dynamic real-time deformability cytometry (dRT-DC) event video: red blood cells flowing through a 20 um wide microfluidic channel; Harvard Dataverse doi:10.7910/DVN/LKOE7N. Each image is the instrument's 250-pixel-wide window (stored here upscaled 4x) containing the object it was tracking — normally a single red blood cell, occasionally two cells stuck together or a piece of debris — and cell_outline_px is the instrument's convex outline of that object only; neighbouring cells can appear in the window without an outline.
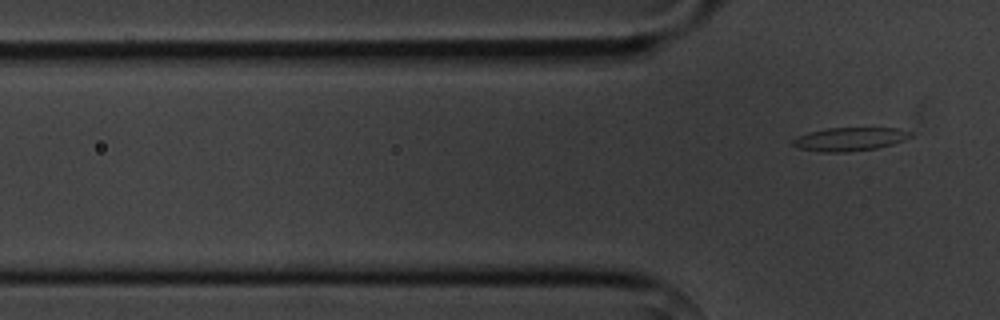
{"species": "common noctule bat (a hibernating species)", "species_latin": "Nyctalus noctula", "temperature_condition": "cold", "stored_images_in_passage": 4, "camera_frame_rate_fps": 3000, "um_per_image_px": 0.085, "animal": {"sex": "male", "body_mass_g": 20.1, "forearm_length_mm": 53.5}, "frame": {"image": 1, "passage_image": 4, "time_ms": 4.667, "image_size_px": [1000, 320], "cell_outline_px": [[912, 136], [904, 140], [892, 144], [876, 148], [848, 152], [820, 152], [800, 148], [792, 144], [792, 140], [808, 132], [828, 128], [900, 128], [912, 132]], "centroid_in_image_um": [72.25, 11.82], "position_along_channel_um": 53.5, "area_um2": 16.01}}